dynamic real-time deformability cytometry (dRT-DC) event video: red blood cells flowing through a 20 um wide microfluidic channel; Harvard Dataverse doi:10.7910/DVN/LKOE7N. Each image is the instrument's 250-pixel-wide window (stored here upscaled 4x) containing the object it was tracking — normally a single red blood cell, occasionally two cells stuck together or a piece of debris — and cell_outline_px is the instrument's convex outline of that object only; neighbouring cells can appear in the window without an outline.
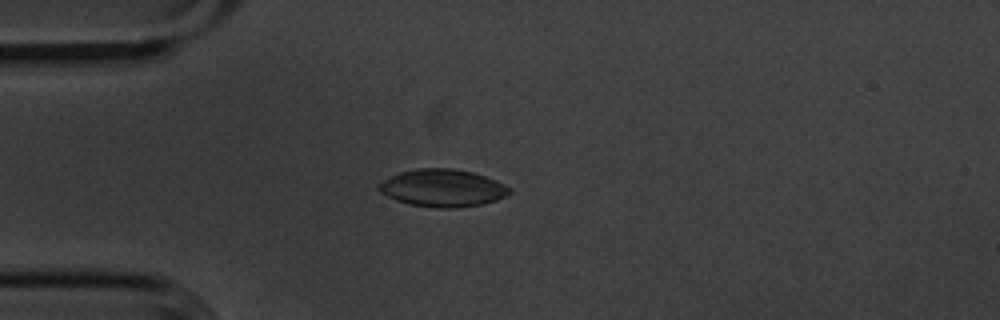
{"species": "common noctule bat (a hibernating species)", "species_latin": "Nyctalus noctula", "temperature_condition": "cold", "stored_images_in_passage": 42, "camera_frame_rate_fps": 3000, "um_per_image_px": 0.085, "animal": {"sex": "male", "body_mass_g": 20.1, "forearm_length_mm": 53.5}, "frame": {"image": 1, "passage_image": 1, "time_ms": 0.0, "image_size_px": [1000, 320], "cell_outline_px": [[512, 192], [496, 200], [480, 204], [456, 208], [436, 208], [408, 204], [396, 200], [380, 192], [376, 188], [376, 184], [400, 172], [416, 168], [452, 168], [472, 172], [496, 180], [512, 188]], "centroid_in_image_um": [37.6, 15.98], "position_along_channel_um": 47.4, "area_um2": 28.55}}
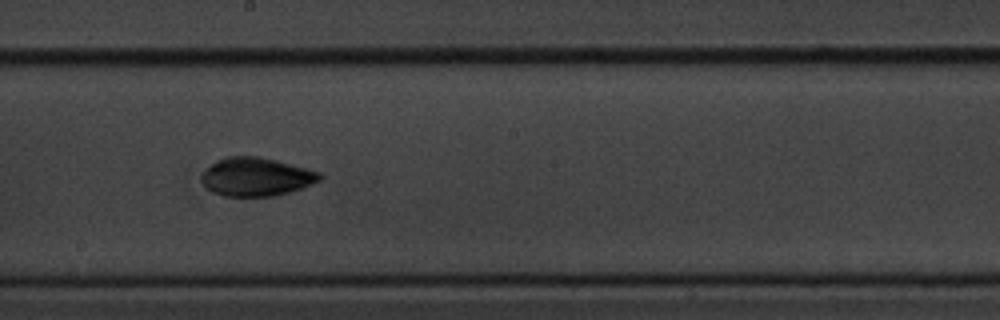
{"frame": {"image": 2, "passage_image": 17, "time_ms": 5.333, "image_size_px": [1000, 320], "cell_outline_px": [[324, 176], [320, 180], [300, 188], [288, 192], [272, 196], [224, 196], [212, 192], [200, 180], [200, 176], [212, 164], [224, 156], [260, 156], [308, 168], [320, 172]], "centroid_in_image_um": [21.78, 15.02], "position_along_channel_um": 226.4, "area_um2": 26.41}}
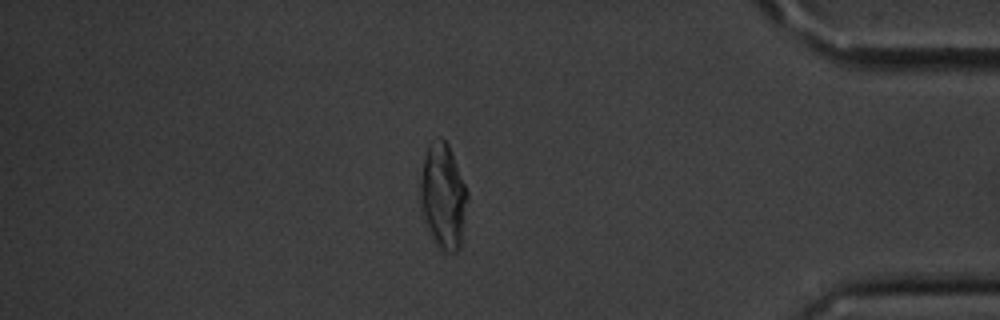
{"frame": {"image": 3, "passage_image": 34, "time_ms": 11.0, "image_size_px": [1000, 320], "cell_outline_px": [[468, 200], [460, 248], [456, 252], [440, 252], [432, 236], [424, 216], [420, 196], [420, 180], [424, 156], [428, 144], [436, 136], [440, 136], [448, 144], [468, 192]], "centroid_in_image_um": [37.68, 16.66], "position_along_channel_um": 397.5, "area_um2": 28.84}, "authors_computed_cell_mechanics": {"area_um2": 26.3857, "velocity_mm_per_s": 3.611, "shape_relaxation_time_tau1_ms": 5.4305, "shape_relaxation_time_tau2_ms": 1.7498, "deformation_change_tau1": 0.1716, "deformation_change_tau2": 0.0563}}